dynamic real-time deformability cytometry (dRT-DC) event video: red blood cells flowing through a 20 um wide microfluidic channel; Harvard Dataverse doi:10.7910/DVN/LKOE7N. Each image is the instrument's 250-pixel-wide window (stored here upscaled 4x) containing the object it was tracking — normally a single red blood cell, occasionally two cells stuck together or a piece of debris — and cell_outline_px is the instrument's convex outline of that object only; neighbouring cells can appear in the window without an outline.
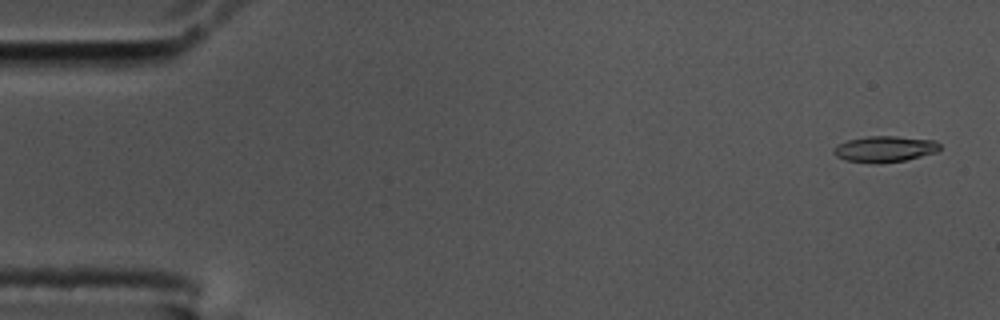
{"species": "common noctule bat (a hibernating species)", "species_latin": "Nyctalus noctula", "temperature_condition": "cold", "stored_images_in_passage": 56, "camera_frame_rate_fps": 3000, "um_per_image_px": 0.085, "animal": {"sex": "male", "body_mass_g": 17.5, "forearm_length_mm": 52.3}, "frame": {"image": 1, "passage_image": 2, "time_ms": 0.333, "image_size_px": [1000, 320], "cell_outline_px": [[940, 148], [936, 152], [904, 160], [880, 164], [876, 164], [844, 160], [836, 156], [832, 152], [832, 148], [848, 140], [868, 136], [896, 136], [936, 140], [940, 144]], "centroid_in_image_um": [75.18, 12.67], "position_along_channel_um": 9.8, "area_um2": 16.18}}
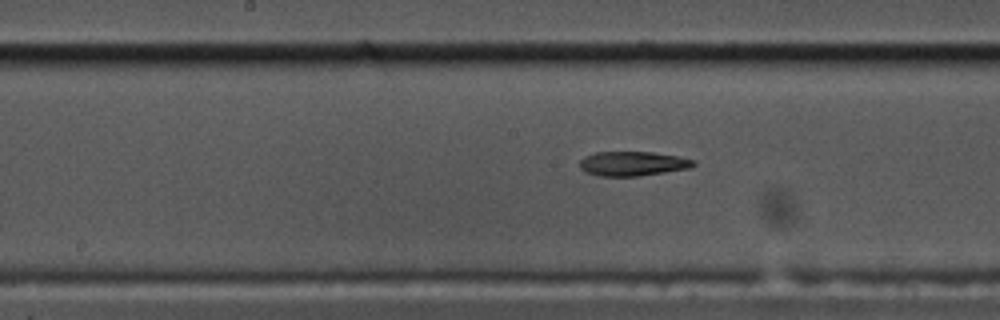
{"frame": {"image": 2, "passage_image": 28, "time_ms": 9.0, "image_size_px": [1000, 320], "cell_outline_px": [[696, 164], [692, 168], [640, 176], [596, 176], [580, 168], [580, 160], [584, 156], [596, 152], [652, 152], [676, 156], [696, 160]], "centroid_in_image_um": [53.8, 13.91], "position_along_channel_um": 194.4, "area_um2": 16.3}}
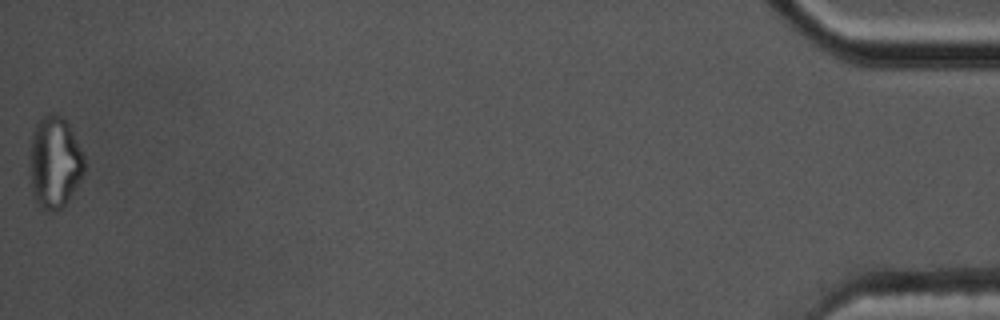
{"frame": {"image": 3, "passage_image": 56, "time_ms": 18.333, "image_size_px": [1000, 320], "cell_outline_px": [[84, 172], [68, 200], [60, 208], [52, 212], [48, 212], [40, 208], [32, 196], [28, 156], [32, 132], [36, 124], [48, 112], [52, 112], [60, 116], [68, 124], [84, 156]], "centroid_in_image_um": [4.59, 13.81], "position_along_channel_um": 430.6, "area_um2": 29.42}, "authors_computed_cell_mechanics": {"area_um2": 16.6753, "velocity_mm_per_s": 3.583, "shape_relaxation_time_tau1_ms": null, "shape_relaxation_time_tau2_ms": 6.8601, "deformation_change_tau1": null, "deformation_change_tau2": 0.1687}}